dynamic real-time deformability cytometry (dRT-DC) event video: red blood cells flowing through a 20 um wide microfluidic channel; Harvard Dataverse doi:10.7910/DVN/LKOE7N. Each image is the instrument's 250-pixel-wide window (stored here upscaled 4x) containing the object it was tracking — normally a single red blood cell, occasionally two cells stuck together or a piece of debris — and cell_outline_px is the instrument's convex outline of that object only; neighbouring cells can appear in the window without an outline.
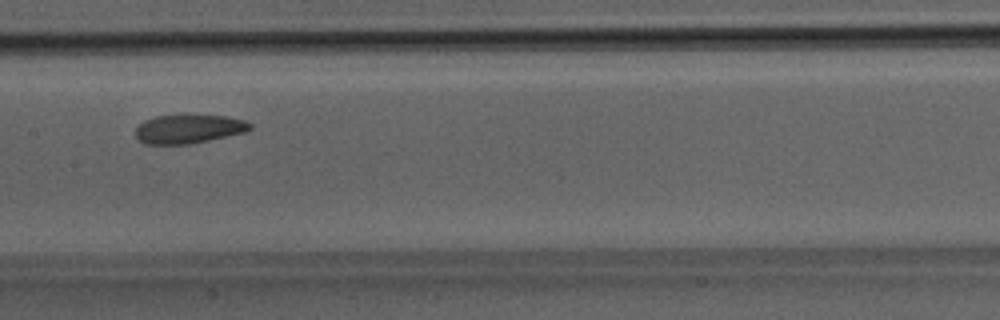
{"species": "Egyptian fruit bat (a non-hibernating species)", "species_latin": "Rousettus aegyptiacus", "temperature_condition": "room temperature", "stored_images_in_passage": 28, "camera_frame_rate_fps": 3000, "um_per_image_px": 0.085, "animal": {"sex": "male"}, "frame": {"image": 1, "passage_image": 10, "time_ms": 3.0, "image_size_px": [1000, 320], "cell_outline_px": [[252, 128], [244, 132], [208, 140], [188, 144], [144, 144], [136, 136], [136, 128], [144, 120], [156, 116], [224, 116], [244, 120], [252, 124]], "centroid_in_image_um": [16.02, 10.97], "position_along_channel_um": 191.4, "area_um2": 18.79}}
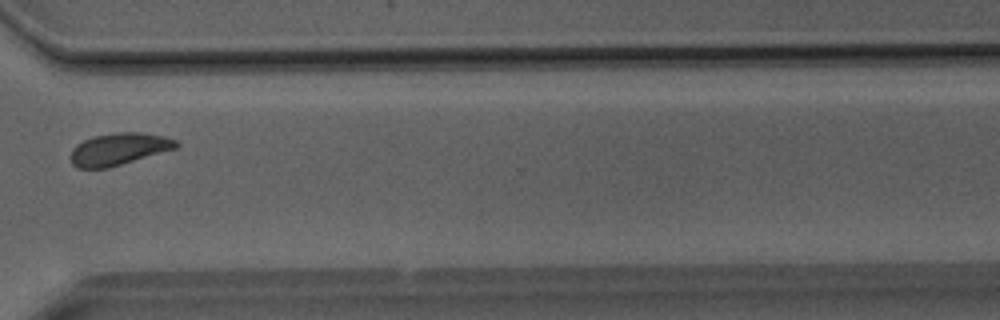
{"frame": {"image": 2, "passage_image": 20, "time_ms": 6.333, "image_size_px": [1000, 320], "cell_outline_px": [[180, 144], [176, 148], [108, 168], [76, 168], [72, 164], [72, 148], [76, 144], [92, 136], [116, 132], [140, 132], [164, 136], [176, 140]], "centroid_in_image_um": [10.09, 12.66], "position_along_channel_um": 360.5, "area_um2": 19.65}}
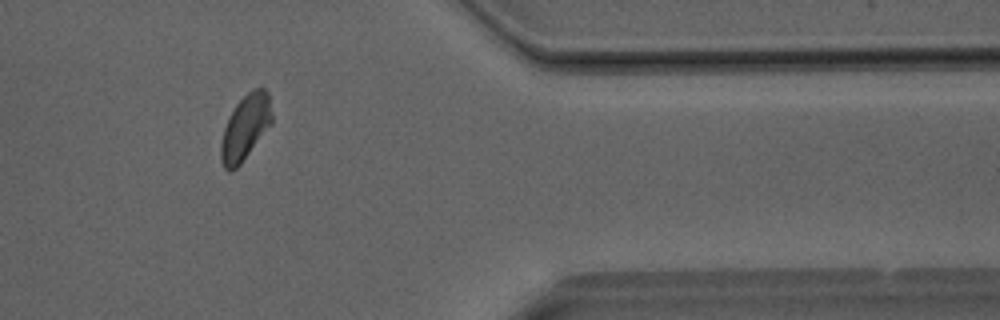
{"frame": {"image": 3, "passage_image": 23, "time_ms": 7.333, "image_size_px": [1000, 320], "cell_outline_px": [[272, 124], [240, 164], [236, 168], [228, 172], [224, 168], [220, 160], [220, 144], [224, 128], [236, 104], [252, 88], [264, 88], [268, 92], [272, 112]], "centroid_in_image_um": [20.86, 10.84], "position_along_channel_um": 390.5, "area_um2": 19.31}}